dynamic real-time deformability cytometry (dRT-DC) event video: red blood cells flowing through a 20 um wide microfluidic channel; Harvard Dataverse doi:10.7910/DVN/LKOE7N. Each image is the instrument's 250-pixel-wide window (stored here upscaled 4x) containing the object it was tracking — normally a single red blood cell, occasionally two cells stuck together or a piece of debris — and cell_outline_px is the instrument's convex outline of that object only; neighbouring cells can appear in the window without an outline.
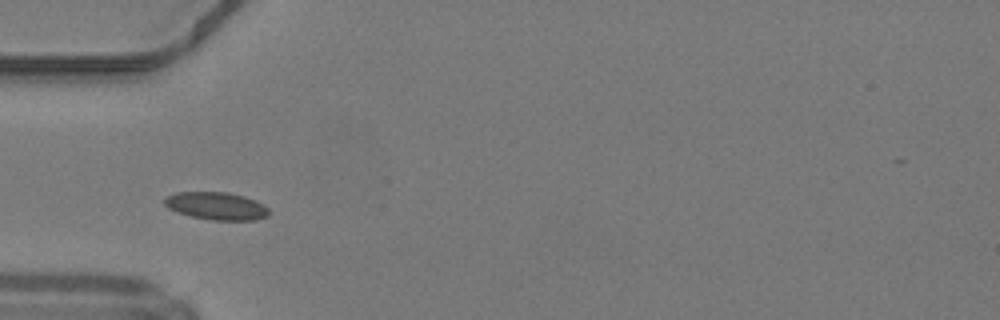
{"species": "common noctule bat (a hibernating species)", "species_latin": "Nyctalus noctula", "temperature_condition": "warm", "stored_images_in_passage": 34, "camera_frame_rate_fps": 3000, "um_per_image_px": 0.085, "animal": {"sex": "male", "body_mass_g": 19.2, "forearm_length_mm": 51.8}, "frame": {"image": 1, "passage_image": 1, "time_ms": 0.0, "image_size_px": [1000, 320], "cell_outline_px": [[268, 216], [256, 220], [212, 220], [192, 216], [176, 212], [168, 208], [164, 204], [164, 200], [168, 196], [176, 192], [228, 192], [244, 196], [256, 200], [264, 204], [268, 208]], "centroid_in_image_um": [18.41, 17.5], "position_along_channel_um": 66.6, "area_um2": 16.88}}
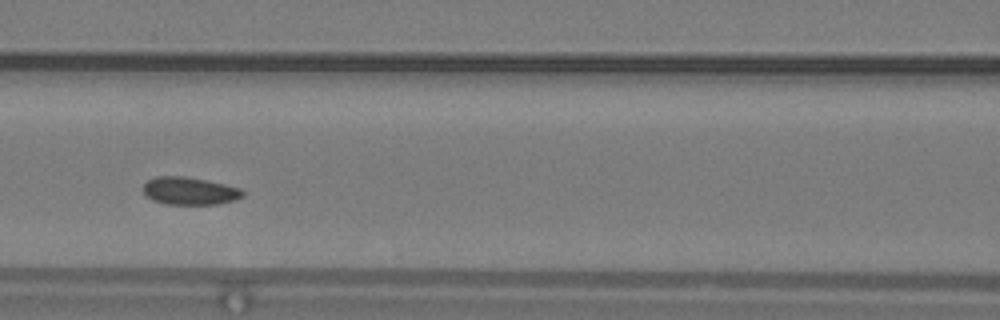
{"frame": {"image": 2, "passage_image": 7, "time_ms": 2.0, "image_size_px": [1000, 320], "cell_outline_px": [[244, 196], [236, 200], [216, 204], [164, 204], [152, 200], [144, 196], [144, 184], [148, 180], [156, 176], [184, 176], [224, 184], [240, 188], [244, 192]], "centroid_in_image_um": [16.1, 16.24], "position_along_channel_um": 150.5, "area_um2": 16.07}}
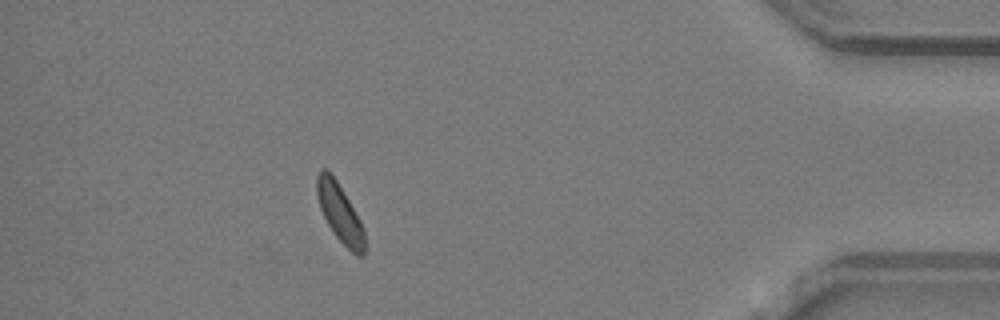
{"frame": {"image": 3, "passage_image": 29, "time_ms": 9.333, "image_size_px": [1000, 320], "cell_outline_px": [[364, 256], [356, 256], [332, 232], [320, 208], [316, 196], [316, 176], [320, 168], [328, 168], [336, 180], [360, 220], [364, 228]], "centroid_in_image_um": [28.85, 18.06], "position_along_channel_um": 406.3, "area_um2": 16.13}, "authors_computed_cell_mechanics": {"area_um2": 16.184, "velocity_mm_per_s": 4.1823, "shape_relaxation_time_tau1_ms": 2.4571, "shape_relaxation_time_tau2_ms": null, "deformation_change_tau1": 0.0544, "deformation_change_tau2": null}}